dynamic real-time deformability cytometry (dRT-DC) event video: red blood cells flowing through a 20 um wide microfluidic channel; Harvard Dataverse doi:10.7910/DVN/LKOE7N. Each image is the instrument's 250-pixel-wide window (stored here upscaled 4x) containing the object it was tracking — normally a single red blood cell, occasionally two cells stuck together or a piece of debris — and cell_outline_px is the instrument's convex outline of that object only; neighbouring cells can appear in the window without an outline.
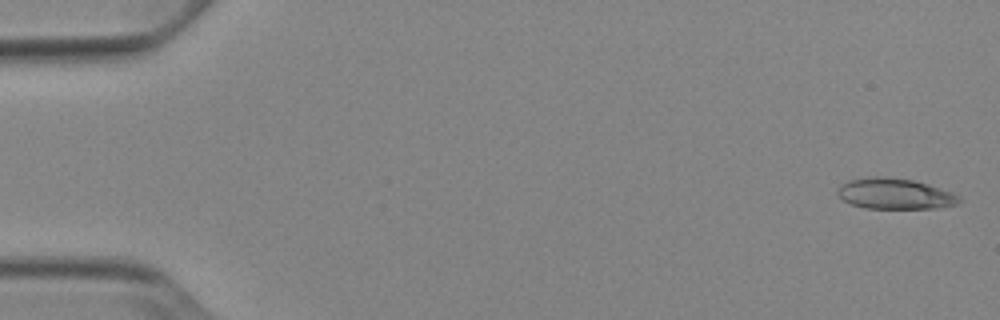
{"species": "Egyptian fruit bat (a non-hibernating species)", "species_latin": "Rousettus aegyptiacus", "temperature_condition": "cold", "stored_images_in_passage": 52, "camera_frame_rate_fps": 3000, "um_per_image_px": 0.085, "animal": {"sex": "female"}, "frame": {"image": 1, "passage_image": 1, "time_ms": 0.0, "image_size_px": [1000, 320], "cell_outline_px": [[964, 200], [956, 204], [940, 208], [864, 208], [852, 204], [844, 200], [836, 192], [840, 184], [848, 180], [868, 176], [888, 176], [912, 180], [928, 184], [952, 192], [960, 196]], "centroid_in_image_um": [76.07, 16.46], "position_along_channel_um": 8.9, "area_um2": 22.02}}
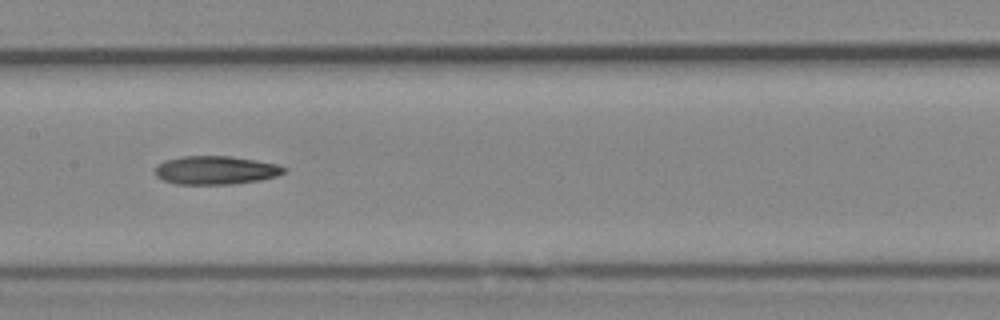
{"frame": {"image": 2, "passage_image": 26, "time_ms": 8.333, "image_size_px": [1000, 320], "cell_outline_px": [[288, 168], [284, 172], [276, 176], [260, 180], [232, 184], [176, 184], [164, 180], [156, 176], [156, 164], [164, 160], [180, 156], [232, 156], [256, 160], [276, 164]], "centroid_in_image_um": [18.32, 14.46], "position_along_channel_um": 189.1, "area_um2": 21.44}}
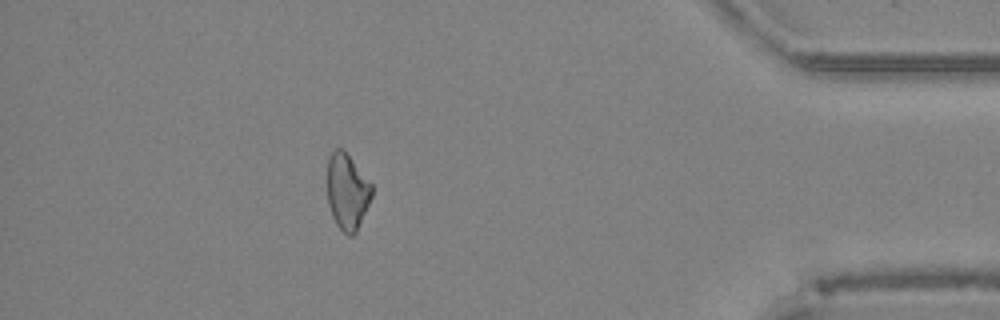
{"frame": {"image": 3, "passage_image": 46, "time_ms": 15.0, "image_size_px": [1000, 320], "cell_outline_px": [[372, 196], [356, 232], [352, 236], [348, 236], [336, 224], [332, 216], [328, 204], [328, 156], [336, 148], [344, 148], [372, 184]], "centroid_in_image_um": [29.51, 16.26], "position_along_channel_um": 405.7, "area_um2": 19.77}}